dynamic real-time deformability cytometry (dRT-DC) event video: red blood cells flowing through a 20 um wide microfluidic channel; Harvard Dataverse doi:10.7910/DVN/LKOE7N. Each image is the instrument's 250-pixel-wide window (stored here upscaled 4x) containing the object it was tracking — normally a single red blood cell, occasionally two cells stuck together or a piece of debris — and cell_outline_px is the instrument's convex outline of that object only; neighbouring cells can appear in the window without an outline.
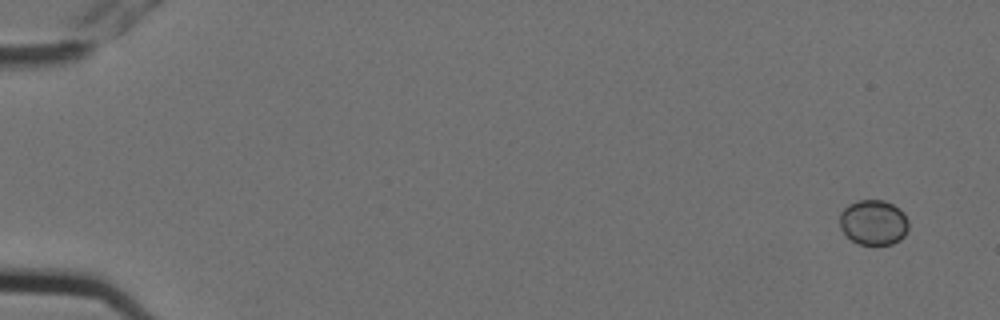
{"species": "Egyptian fruit bat (a non-hibernating species)", "species_latin": "Rousettus aegyptiacus", "temperature_condition": "cold", "stored_images_in_passage": 5, "camera_frame_rate_fps": 3000, "um_per_image_px": 0.085, "animal": {"sex": "female"}, "frame": {"image": 1, "passage_image": 1, "time_ms": 0.0, "image_size_px": [1000, 320], "cell_outline_px": [[908, 228], [904, 236], [900, 240], [892, 244], [860, 244], [852, 240], [840, 228], [840, 212], [848, 204], [860, 200], [884, 200], [900, 208], [904, 212], [908, 220]], "centroid_in_image_um": [74.26, 18.89], "position_along_channel_um": 10.7, "area_um2": 18.15}}